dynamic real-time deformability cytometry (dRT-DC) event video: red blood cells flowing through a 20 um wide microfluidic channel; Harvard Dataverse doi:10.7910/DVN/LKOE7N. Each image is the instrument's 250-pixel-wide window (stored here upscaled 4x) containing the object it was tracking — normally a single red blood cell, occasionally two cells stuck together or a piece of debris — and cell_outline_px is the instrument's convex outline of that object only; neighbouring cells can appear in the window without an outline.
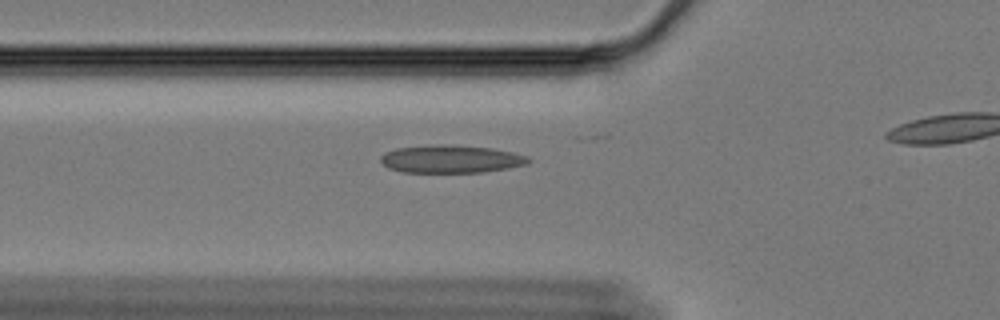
{"species": "Egyptian fruit bat (a non-hibernating species)", "species_latin": "Rousettus aegyptiacus", "temperature_condition": "cold", "stored_images_in_passage": 30, "camera_frame_rate_fps": 3000, "um_per_image_px": 0.085, "animal": {"sex": "female"}, "frame": {"image": 1, "passage_image": 2, "time_ms": 0.333, "image_size_px": [1000, 320], "cell_outline_px": [[532, 160], [528, 164], [508, 168], [484, 172], [404, 172], [388, 168], [380, 160], [380, 156], [384, 152], [396, 148], [432, 144], [444, 144], [492, 148], [512, 152], [528, 156]], "centroid_in_image_um": [38.33, 13.51], "position_along_channel_um": 87.5, "area_um2": 24.1}}
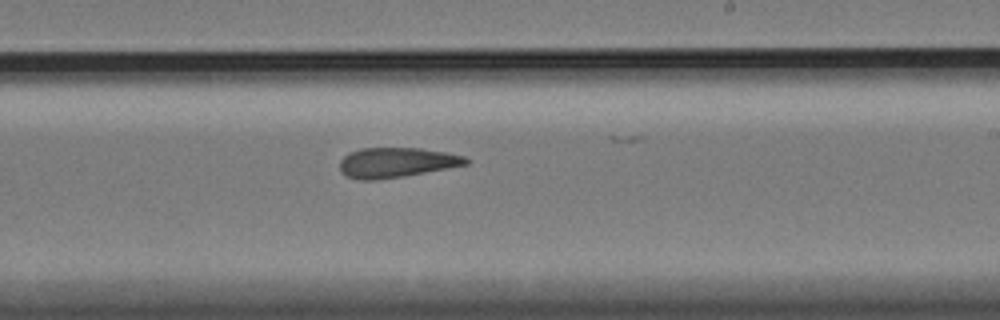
{"frame": {"image": 2, "passage_image": 17, "time_ms": 5.333, "image_size_px": [1000, 320], "cell_outline_px": [[468, 164], [404, 176], [372, 180], [360, 180], [348, 176], [340, 172], [340, 160], [348, 152], [360, 148], [420, 148], [444, 152], [464, 156], [468, 160]], "centroid_in_image_um": [33.64, 13.81], "position_along_channel_um": 255.4, "area_um2": 21.85}}
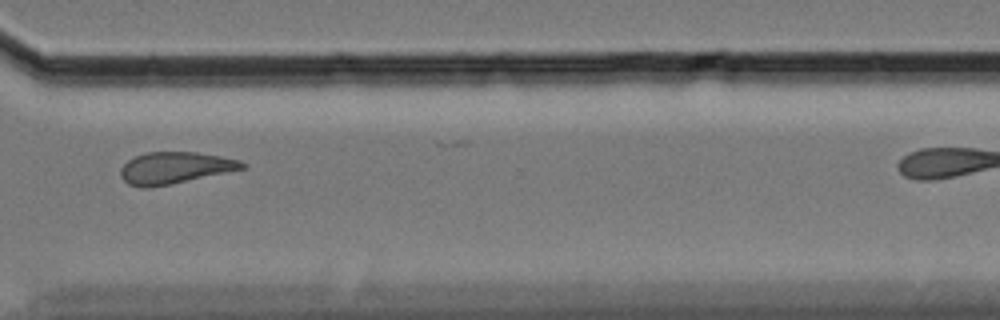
{"frame": {"image": 3, "passage_image": 26, "time_ms": 8.333, "image_size_px": [1000, 320], "cell_outline_px": [[248, 164], [244, 168], [168, 184], [148, 188], [140, 188], [128, 184], [120, 176], [120, 168], [128, 160], [136, 156], [148, 152], [196, 152], [220, 156], [240, 160]], "centroid_in_image_um": [14.82, 14.26], "position_along_channel_um": 355.8, "area_um2": 22.14}}